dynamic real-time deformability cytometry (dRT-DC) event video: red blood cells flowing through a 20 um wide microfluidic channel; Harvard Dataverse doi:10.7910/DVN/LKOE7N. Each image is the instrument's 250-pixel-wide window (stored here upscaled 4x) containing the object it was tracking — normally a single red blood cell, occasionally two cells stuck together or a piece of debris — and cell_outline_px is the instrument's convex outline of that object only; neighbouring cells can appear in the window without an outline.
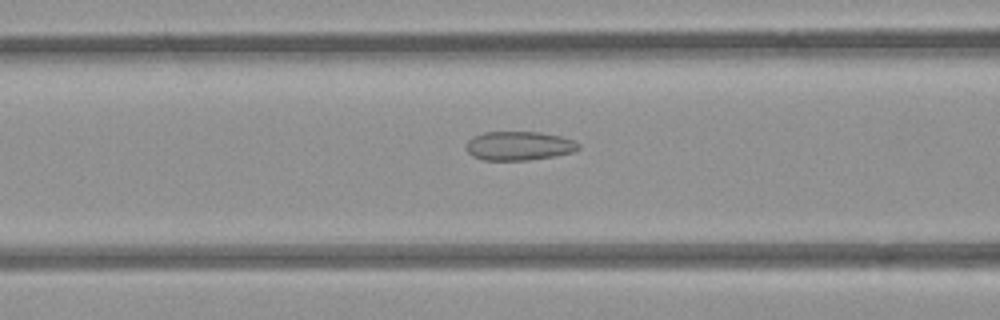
{"species": "common noctule bat (a hibernating species)", "species_latin": "Nyctalus noctula", "temperature_condition": "room temperature", "stored_images_in_passage": 39, "camera_frame_rate_fps": 3000, "um_per_image_px": 0.085, "animal": {"sex": "female", "body_mass_g": 21.9}, "frame": {"image": 1, "passage_image": 7, "time_ms": 2.0, "image_size_px": [1000, 320], "cell_outline_px": [[580, 148], [572, 152], [556, 156], [528, 160], [484, 160], [472, 156], [464, 148], [468, 140], [472, 136], [484, 132], [540, 132], [560, 136], [572, 140], [580, 144]], "centroid_in_image_um": [44.08, 12.4], "position_along_channel_um": 122.5, "area_um2": 19.07}}
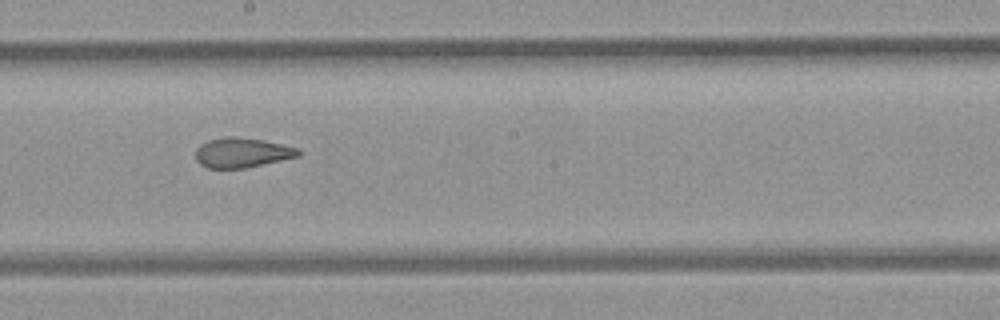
{"frame": {"image": 2, "passage_image": 15, "time_ms": 4.667, "image_size_px": [1000, 320], "cell_outline_px": [[300, 156], [248, 168], [208, 168], [200, 164], [196, 160], [196, 148], [200, 144], [208, 140], [228, 136], [236, 136], [264, 140], [300, 148]], "centroid_in_image_um": [20.59, 12.97], "position_along_channel_um": 227.6, "area_um2": 18.09}}
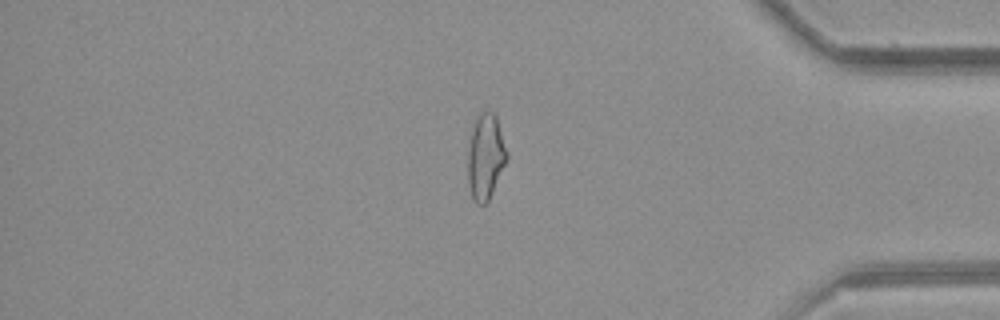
{"frame": {"image": 3, "passage_image": 30, "time_ms": 9.667, "image_size_px": [1000, 320], "cell_outline_px": [[508, 156], [492, 192], [488, 200], [484, 204], [476, 204], [472, 196], [468, 184], [468, 152], [472, 132], [476, 120], [480, 112], [488, 108], [496, 116], [508, 152]], "centroid_in_image_um": [41.27, 13.29], "position_along_channel_um": 393.9, "area_um2": 19.13}}